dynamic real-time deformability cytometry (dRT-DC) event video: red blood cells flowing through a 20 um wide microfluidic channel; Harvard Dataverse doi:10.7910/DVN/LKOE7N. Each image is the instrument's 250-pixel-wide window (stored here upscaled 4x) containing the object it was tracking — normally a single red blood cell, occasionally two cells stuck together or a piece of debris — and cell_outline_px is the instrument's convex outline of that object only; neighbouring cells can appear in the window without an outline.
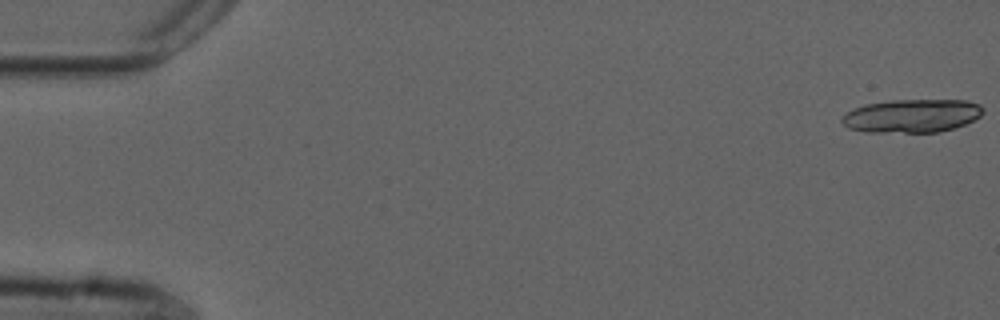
{"species": "common noctule bat (a hibernating species)", "species_latin": "Nyctalus noctula", "temperature_condition": "cold", "stored_images_in_passage": 19, "camera_frame_rate_fps": 3000, "um_per_image_px": 0.085, "animal": {"sex": "male", "forearm_length_mm": 52.5}, "frame": {"image": 1, "passage_image": 1, "time_ms": 0.0, "image_size_px": [1000, 320], "cell_outline_px": [[984, 112], [980, 116], [964, 124], [952, 128], [936, 132], [868, 132], [848, 128], [840, 120], [848, 112], [856, 108], [868, 104], [892, 100], [968, 100], [980, 104], [984, 108]], "centroid_in_image_um": [77.55, 9.84], "position_along_channel_um": 7.5, "area_um2": 27.17}}